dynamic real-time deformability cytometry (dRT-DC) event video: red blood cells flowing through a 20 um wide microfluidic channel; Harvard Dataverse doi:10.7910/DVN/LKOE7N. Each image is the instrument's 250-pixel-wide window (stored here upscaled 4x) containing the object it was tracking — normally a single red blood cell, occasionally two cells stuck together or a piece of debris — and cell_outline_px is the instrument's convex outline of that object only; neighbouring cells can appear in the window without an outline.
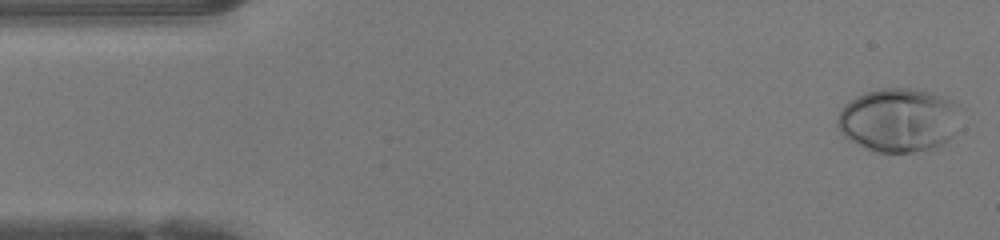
{"species": "human", "species_latin": "Homo sapiens", "temperature_condition": "warm", "stored_images_in_passage": 47, "camera_frame_rate_fps": 3000, "um_per_image_px": 0.085, "donor": {"sex": "female"}, "frame": {"image": 1, "passage_image": 1, "time_ms": 0.0, "image_size_px": [1000, 240], "cell_outline_px": [[964, 108], [952, 136], [940, 144], [932, 148], [912, 152], [876, 152], [848, 140], [840, 132], [836, 124], [836, 120], [844, 104], [856, 96], [868, 92], [884, 88], [908, 88], [932, 92], [960, 104]], "centroid_in_image_um": [76.41, 10.19], "position_along_channel_um": 8.6, "area_um2": 46.01}}
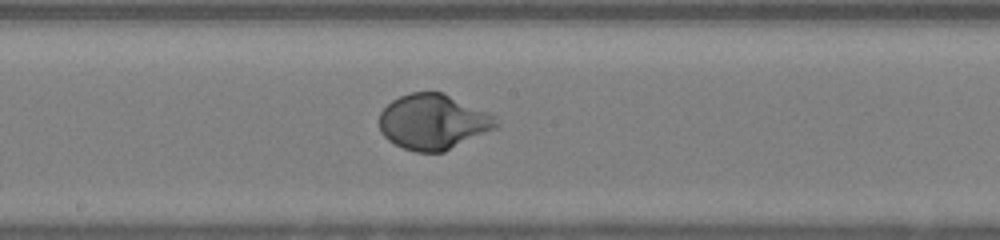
{"frame": {"image": 2, "passage_image": 24, "time_ms": 7.667, "image_size_px": [1000, 240], "cell_outline_px": [[500, 124], [496, 128], [444, 152], [416, 152], [404, 148], [388, 140], [380, 132], [380, 112], [392, 100], [400, 96], [412, 92], [444, 92], [488, 112], [496, 116]], "centroid_in_image_um": [36.84, 10.35], "position_along_channel_um": 211.4, "area_um2": 37.74}}
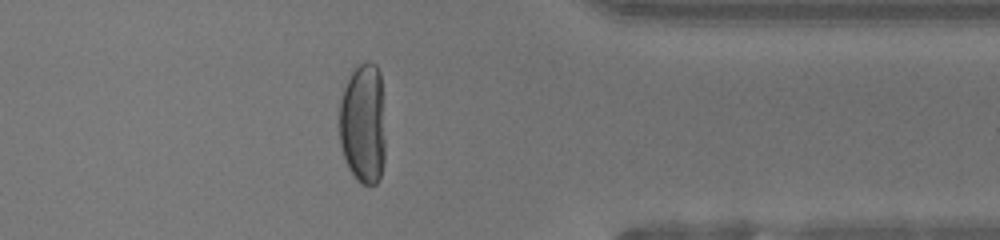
{"frame": {"image": 3, "passage_image": 37, "time_ms": 12.0, "image_size_px": [1000, 240], "cell_outline_px": [[384, 160], [380, 176], [376, 184], [360, 184], [356, 180], [348, 168], [340, 144], [340, 104], [344, 88], [352, 72], [360, 64], [368, 60], [376, 64], [380, 72], [384, 140]], "centroid_in_image_um": [30.86, 10.53], "position_along_channel_um": 380.5, "area_um2": 32.14}, "authors_computed_cell_mechanics": {"area_um2": 37.57, "velocity_mm_per_s": 4.2204, "shape_relaxation_time_tau1_ms": 3.4338, "shape_relaxation_time_tau2_ms": null, "deformation_change_tau1": 0.2234, "deformation_change_tau2": null}}